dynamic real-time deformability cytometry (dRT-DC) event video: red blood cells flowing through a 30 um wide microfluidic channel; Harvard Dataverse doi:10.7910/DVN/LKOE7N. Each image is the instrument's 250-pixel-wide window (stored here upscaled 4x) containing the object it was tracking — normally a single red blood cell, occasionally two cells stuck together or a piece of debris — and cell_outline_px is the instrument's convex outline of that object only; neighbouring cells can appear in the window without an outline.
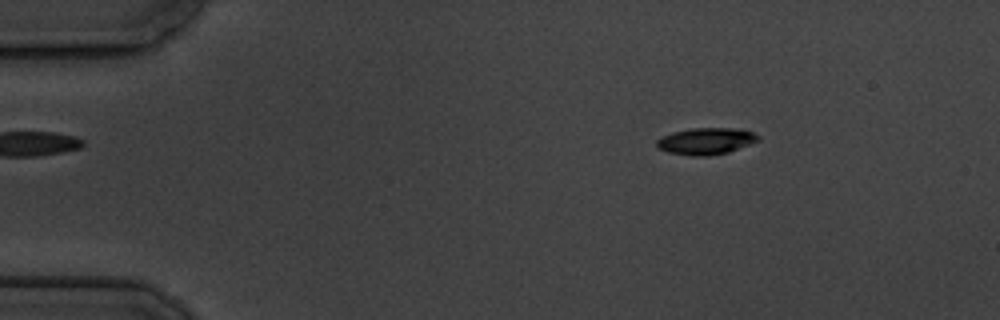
{"species": "common noctule bat (a hibernating species)", "species_latin": "Nyctalus noctula", "temperature_condition": "cold", "stored_images_in_passage": 7, "camera_frame_rate_fps": 3000, "um_per_image_px": 0.085, "animal": {"sex": "male", "body_mass_g": 19.5, "forearm_length_mm": 54.6}, "frame": {"image": 1, "passage_image": 3, "time_ms": 2.333, "image_size_px": [1000, 320], "cell_outline_px": [[760, 140], [728, 152], [708, 156], [692, 156], [668, 152], [656, 148], [656, 140], [660, 136], [672, 132], [692, 128], [732, 128], [752, 132], [760, 136]], "centroid_in_image_um": [59.96, 12.0], "position_along_channel_um": 25.0, "area_um2": 15.84}}
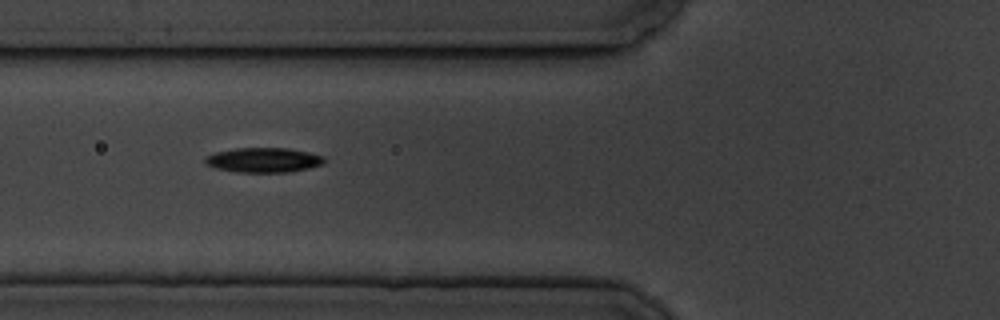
{"frame": {"image": 2, "passage_image": 6, "time_ms": 6.667, "image_size_px": [1000, 320], "cell_outline_px": [[324, 164], [308, 168], [288, 172], [236, 172], [216, 168], [204, 164], [204, 156], [216, 152], [236, 148], [288, 148], [308, 152], [324, 156]], "centroid_in_image_um": [22.37, 13.6], "position_along_channel_um": 103.4, "area_um2": 17.22}}
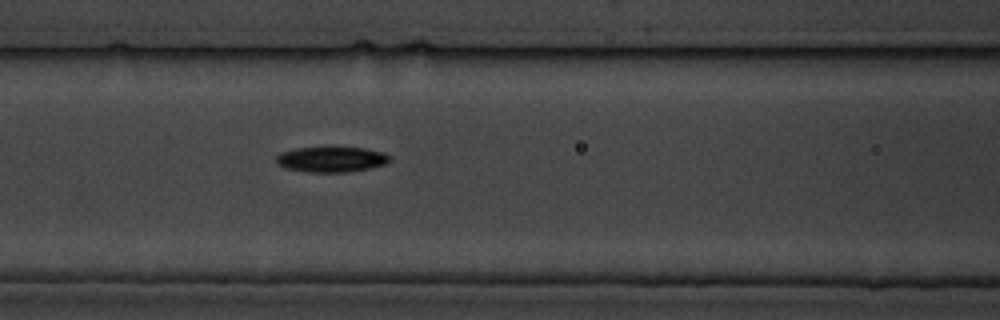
{"frame": {"image": 3, "passage_image": 7, "time_ms": 7.667, "image_size_px": [1000, 320], "cell_outline_px": [[392, 160], [384, 164], [368, 168], [348, 172], [308, 172], [288, 168], [276, 164], [276, 156], [280, 152], [296, 148], [364, 148], [384, 152], [392, 156]], "centroid_in_image_um": [28.18, 13.55], "position_along_channel_um": 138.4, "area_um2": 16.7}}